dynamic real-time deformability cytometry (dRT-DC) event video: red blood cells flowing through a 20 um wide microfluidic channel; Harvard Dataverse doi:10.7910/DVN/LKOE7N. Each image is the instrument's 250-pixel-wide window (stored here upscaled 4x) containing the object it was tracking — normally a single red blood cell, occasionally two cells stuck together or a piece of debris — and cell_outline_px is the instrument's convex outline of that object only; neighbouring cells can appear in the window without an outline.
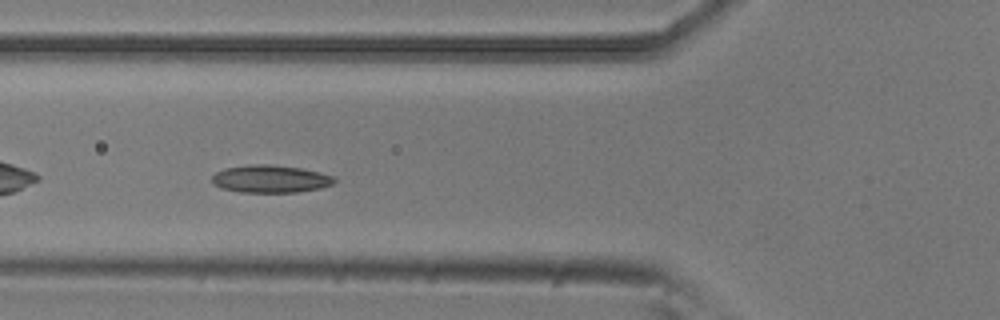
{"species": "common noctule bat (a hibernating species)", "species_latin": "Nyctalus noctula", "temperature_condition": "room temperature", "stored_images_in_passage": 9, "camera_frame_rate_fps": 3000, "um_per_image_px": 0.085, "animal": {"sex": "male", "body_mass_g": 20.5, "forearm_length_mm": 52.5}, "frame": {"image": 1, "passage_image": 4, "time_ms": 1.0, "image_size_px": [1000, 320], "cell_outline_px": [[336, 180], [332, 184], [320, 188], [296, 192], [240, 192], [220, 188], [212, 184], [212, 176], [216, 172], [224, 168], [248, 164], [272, 164], [300, 168], [320, 172], [336, 176]], "centroid_in_image_um": [22.97, 15.2], "position_along_channel_um": 102.8, "area_um2": 19.88}}
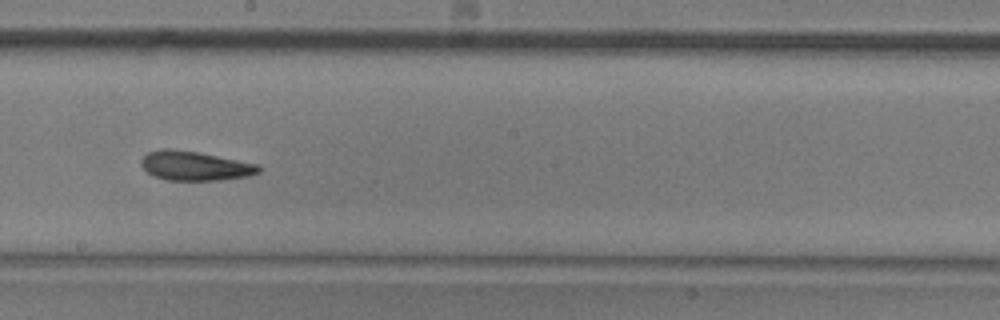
{"frame": {"image": 2, "passage_image": 7, "time_ms": 2.0, "image_size_px": [1000, 320], "cell_outline_px": [[260, 172], [248, 176], [220, 180], [168, 180], [156, 176], [148, 172], [140, 164], [140, 160], [148, 152], [160, 148], [172, 148], [196, 152], [256, 164], [260, 168]], "centroid_in_image_um": [16.52, 14.09], "position_along_channel_um": 231.7, "area_um2": 19.77}}
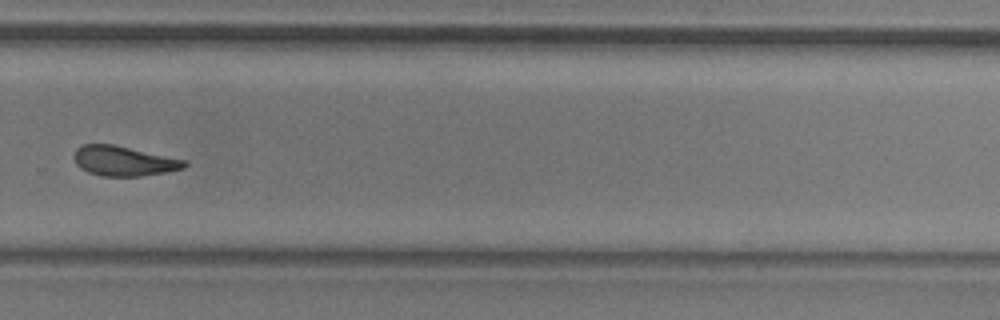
{"frame": {"image": 3, "passage_image": 9, "time_ms": 2.667, "image_size_px": [1000, 320], "cell_outline_px": [[188, 164], [184, 168], [164, 172], [140, 176], [100, 176], [88, 172], [80, 168], [76, 164], [72, 156], [76, 148], [84, 144], [112, 144], [188, 160]], "centroid_in_image_um": [10.5, 13.68], "position_along_channel_um": 319.3, "area_um2": 19.31}}